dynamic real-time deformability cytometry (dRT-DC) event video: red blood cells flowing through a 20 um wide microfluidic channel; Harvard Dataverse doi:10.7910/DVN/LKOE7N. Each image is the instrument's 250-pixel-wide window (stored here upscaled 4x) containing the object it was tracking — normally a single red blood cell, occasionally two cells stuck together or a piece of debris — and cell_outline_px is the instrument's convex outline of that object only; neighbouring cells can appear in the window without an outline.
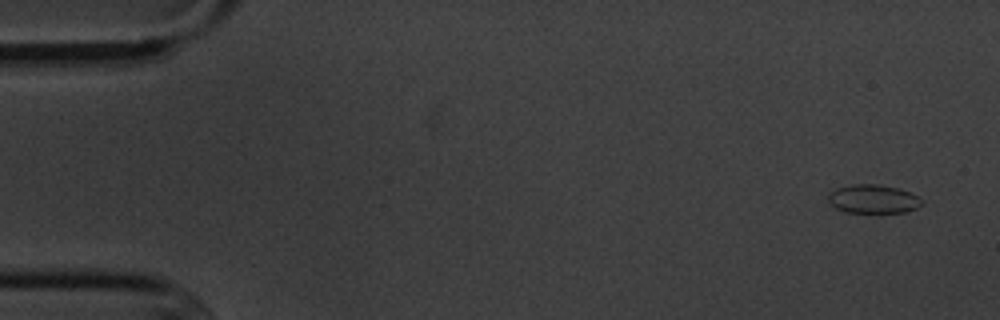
{"species": "common noctule bat (a hibernating species)", "species_latin": "Nyctalus noctula", "temperature_condition": "cold", "stored_images_in_passage": 5, "camera_frame_rate_fps": 3000, "um_per_image_px": 0.085, "animal": {"sex": "male", "body_mass_g": 20.1, "forearm_length_mm": 53.5}, "frame": {"image": 1, "passage_image": 1, "time_ms": 0.0, "image_size_px": [1000, 320], "cell_outline_px": [[924, 204], [908, 212], [844, 212], [836, 208], [828, 200], [828, 192], [836, 188], [852, 184], [876, 184], [900, 188], [916, 196]], "centroid_in_image_um": [74.19, 16.91], "position_along_channel_um": 10.8, "area_um2": 15.61}}
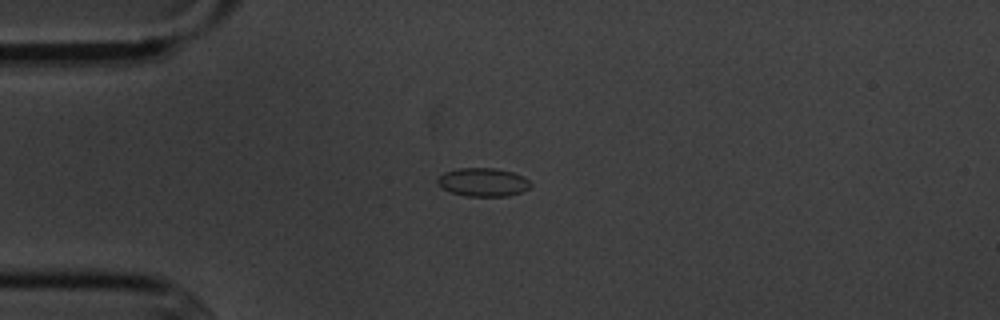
{"frame": {"image": 2, "passage_image": 4, "time_ms": 3.667, "image_size_px": [1000, 320], "cell_outline_px": [[532, 184], [528, 188], [520, 192], [508, 196], [468, 196], [452, 192], [444, 188], [436, 180], [444, 172], [460, 168], [496, 168], [512, 172], [524, 176]], "centroid_in_image_um": [41.09, 15.47], "position_along_channel_um": 43.9, "area_um2": 15.2}}